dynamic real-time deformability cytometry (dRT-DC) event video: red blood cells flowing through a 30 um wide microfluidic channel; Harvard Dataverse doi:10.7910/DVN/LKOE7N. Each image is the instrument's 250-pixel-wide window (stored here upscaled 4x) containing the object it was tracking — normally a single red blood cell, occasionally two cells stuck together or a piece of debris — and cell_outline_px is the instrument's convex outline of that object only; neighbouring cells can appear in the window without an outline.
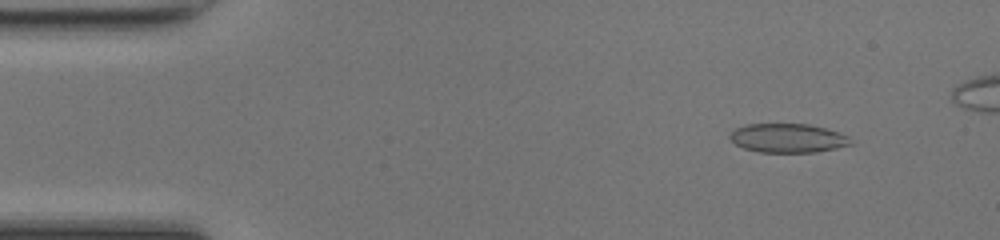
{"species": "common noctule bat (a hibernating species)", "species_latin": "Nyctalus noctula", "temperature_condition": "room temperature", "stored_images_in_passage": 46, "segment_of_instrument_passage": [1, 2], "camera_frame_rate_fps": 3000, "um_per_image_px": 0.085, "animal": {"sex": "female", "body_mass_g": 17.0, "forearm_length_mm": 48.0}, "frame": {"image": 1, "passage_image": 5, "time_ms": 1.333, "image_size_px": [1000, 240], "cell_outline_px": [[856, 144], [816, 152], [760, 152], [744, 148], [736, 144], [728, 136], [736, 128], [748, 124], [808, 124], [824, 128], [848, 136]], "centroid_in_image_um": [67.0, 11.74], "position_along_channel_um": 18.0, "area_um2": 20.29}}
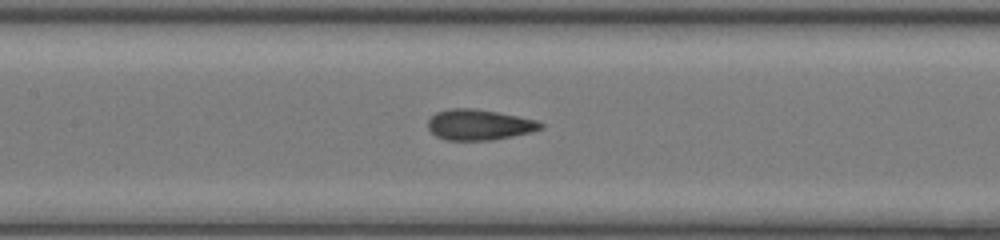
{"frame": {"image": 2, "passage_image": 22, "time_ms": 7.0, "image_size_px": [1000, 240], "cell_outline_px": [[544, 128], [532, 132], [492, 140], [444, 140], [436, 136], [428, 128], [428, 120], [436, 112], [448, 108], [472, 108], [496, 112], [536, 120], [544, 124]], "centroid_in_image_um": [40.72, 10.6], "position_along_channel_um": 166.7, "area_um2": 20.11}}
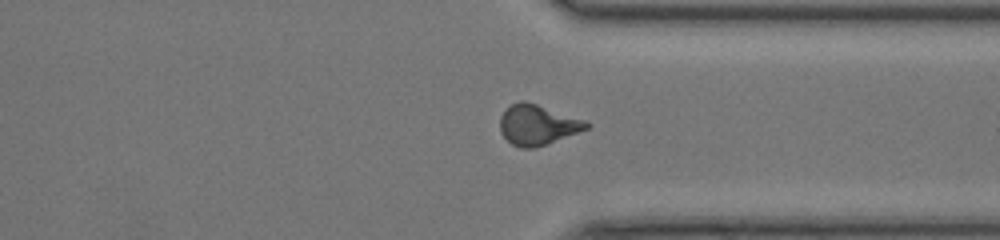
{"frame": {"image": 3, "passage_image": 36, "time_ms": 11.667, "image_size_px": [1000, 240], "cell_outline_px": [[592, 124], [588, 128], [544, 144], [532, 148], [520, 148], [512, 144], [500, 132], [500, 116], [512, 104], [520, 100], [524, 100], [588, 120]], "centroid_in_image_um": [45.7, 10.59], "position_along_channel_um": 365.7, "area_um2": 20.06}}